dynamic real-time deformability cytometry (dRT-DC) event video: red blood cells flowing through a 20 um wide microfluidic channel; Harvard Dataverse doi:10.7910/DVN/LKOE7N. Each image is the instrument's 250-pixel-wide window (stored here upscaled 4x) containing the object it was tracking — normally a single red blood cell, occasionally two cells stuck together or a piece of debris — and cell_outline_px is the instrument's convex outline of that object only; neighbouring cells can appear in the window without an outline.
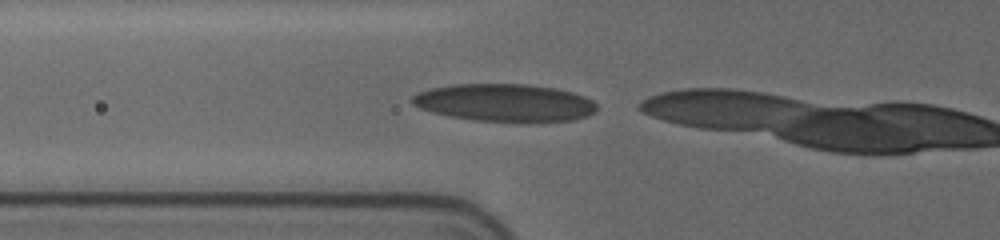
{"species": "human", "species_latin": "Homo sapiens", "temperature_condition": "cold", "stored_images_in_passage": 20, "camera_frame_rate_fps": 3000, "um_per_image_px": 0.085, "donor": {"sex": "female"}, "frame": {"image": 1, "passage_image": 18, "time_ms": 5.667, "image_size_px": [1000, 240], "cell_outline_px": [[596, 112], [588, 116], [572, 120], [532, 124], [524, 124], [472, 120], [448, 116], [432, 112], [420, 108], [412, 104], [408, 100], [412, 96], [420, 92], [432, 88], [452, 84], [528, 84], [556, 88], [572, 92], [584, 96], [592, 100], [596, 104]], "centroid_in_image_um": [42.93, 8.77], "position_along_channel_um": 82.9, "area_um2": 41.56}}